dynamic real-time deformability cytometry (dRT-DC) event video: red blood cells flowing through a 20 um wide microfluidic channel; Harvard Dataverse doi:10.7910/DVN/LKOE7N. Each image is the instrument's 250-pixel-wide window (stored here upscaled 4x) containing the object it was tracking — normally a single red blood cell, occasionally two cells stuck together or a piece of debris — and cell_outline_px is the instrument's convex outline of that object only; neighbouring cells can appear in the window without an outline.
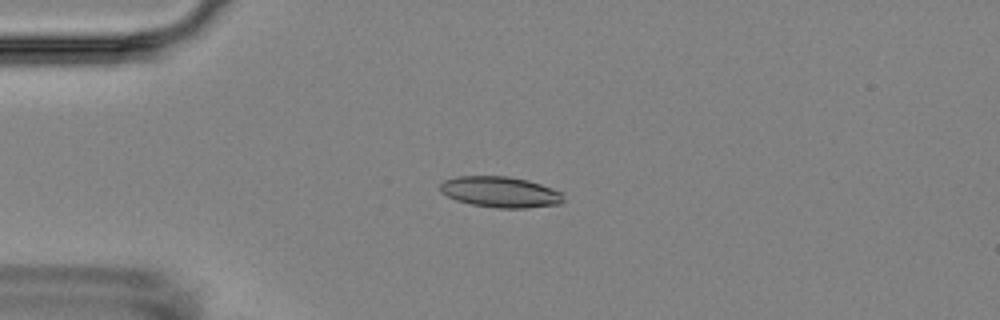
{"species": "Egyptian fruit bat (a non-hibernating species)", "species_latin": "Rousettus aegyptiacus", "temperature_condition": "room temperature", "stored_images_in_passage": 5, "camera_frame_rate_fps": 3000, "um_per_image_px": 0.085, "animal": {"sex": "female"}, "frame": {"image": 1, "passage_image": 4, "time_ms": 3.333, "image_size_px": [1000, 320], "cell_outline_px": [[564, 200], [560, 204], [524, 208], [496, 208], [472, 204], [456, 200], [440, 192], [440, 184], [444, 180], [456, 176], [508, 176], [528, 180], [564, 192]], "centroid_in_image_um": [42.54, 16.31], "position_along_channel_um": 42.5, "area_um2": 22.31}}